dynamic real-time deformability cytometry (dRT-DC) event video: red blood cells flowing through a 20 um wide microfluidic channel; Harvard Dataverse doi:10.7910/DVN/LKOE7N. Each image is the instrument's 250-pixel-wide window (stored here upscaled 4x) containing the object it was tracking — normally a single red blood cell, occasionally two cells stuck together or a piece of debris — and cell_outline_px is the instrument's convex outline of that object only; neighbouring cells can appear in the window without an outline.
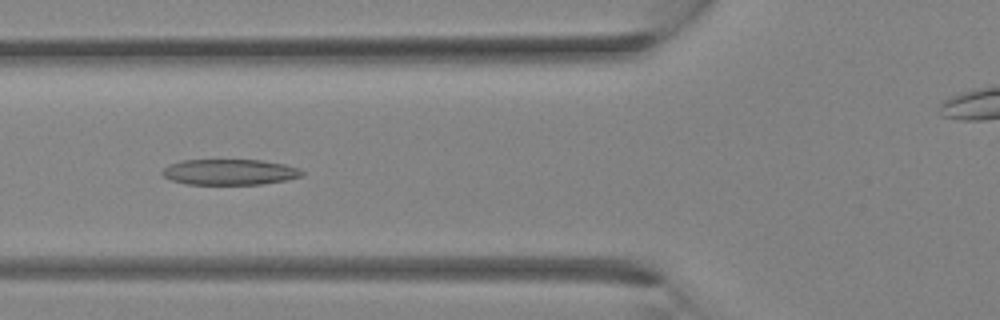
{"species": "Egyptian fruit bat (a non-hibernating species)", "species_latin": "Rousettus aegyptiacus", "temperature_condition": "room temperature", "stored_images_in_passage": 28, "camera_frame_rate_fps": 3000, "um_per_image_px": 0.085, "animal": {"sex": "female"}, "frame": {"image": 1, "passage_image": 7, "time_ms": 2.0, "image_size_px": [1000, 320], "cell_outline_px": [[304, 176], [288, 180], [260, 184], [184, 184], [172, 180], [164, 176], [160, 172], [168, 164], [180, 160], [264, 160], [284, 164], [300, 168], [304, 172]], "centroid_in_image_um": [19.54, 14.62], "position_along_channel_um": 106.3, "area_um2": 21.15}}
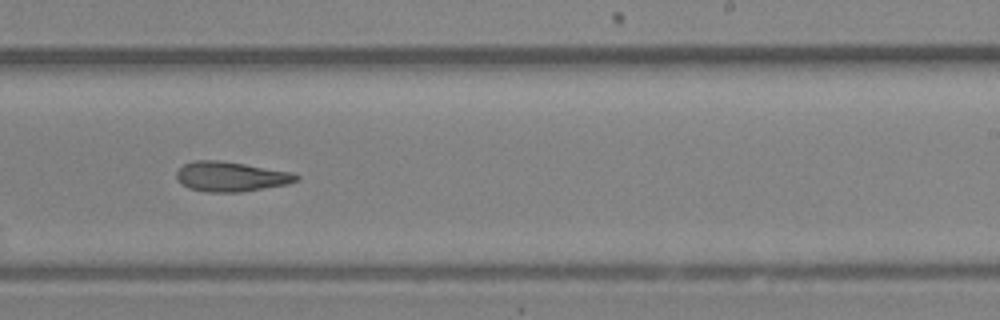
{"frame": {"image": 2, "passage_image": 15, "time_ms": 4.667, "image_size_px": [1000, 320], "cell_outline_px": [[300, 176], [296, 180], [288, 184], [240, 192], [208, 192], [188, 188], [180, 184], [176, 180], [176, 172], [184, 164], [192, 160], [220, 160], [292, 172]], "centroid_in_image_um": [19.57, 15.01], "position_along_channel_um": 269.4, "area_um2": 20.87}}
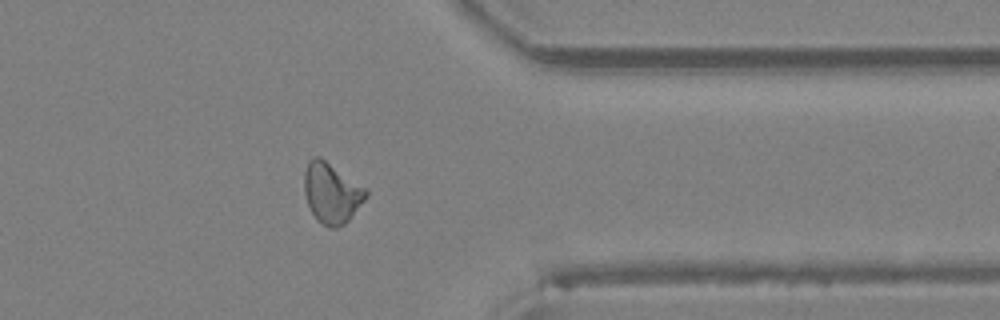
{"frame": {"image": 3, "passage_image": 21, "time_ms": 6.667, "image_size_px": [1000, 320], "cell_outline_px": [[368, 196], [348, 220], [344, 224], [336, 228], [332, 228], [320, 224], [316, 220], [308, 204], [304, 192], [304, 172], [308, 160], [312, 156], [320, 156], [368, 188]], "centroid_in_image_um": [28.19, 16.38], "position_along_channel_um": 383.2, "area_um2": 22.08}}